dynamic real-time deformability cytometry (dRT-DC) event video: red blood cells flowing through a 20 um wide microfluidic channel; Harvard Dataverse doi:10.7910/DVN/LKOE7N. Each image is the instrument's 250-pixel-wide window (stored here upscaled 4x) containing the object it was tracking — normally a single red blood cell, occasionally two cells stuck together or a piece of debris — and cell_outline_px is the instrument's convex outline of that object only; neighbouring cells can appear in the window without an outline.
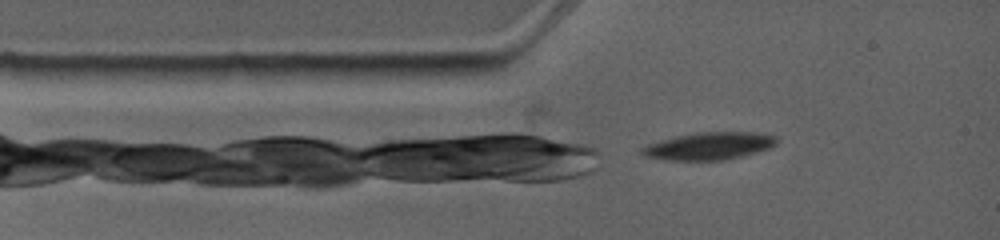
{"species": "common noctule bat (a hibernating species)", "species_latin": "Nyctalus noctula", "temperature_condition": "warm", "stored_images_in_passage": 2, "camera_frame_rate_fps": 4500, "um_per_image_px": 0.085, "animal": {"sex": "female", "body_mass_g": 19.0, "forearm_length_mm": 53.3}, "frame": {"image": 1, "passage_image": 1, "time_ms": 0.0, "image_size_px": [1000, 240], "cell_outline_px": [[780, 140], [776, 144], [768, 148], [756, 152], [724, 160], [664, 160], [644, 156], [640, 152], [640, 148], [648, 144], [676, 136], [696, 132], [760, 132], [776, 136]], "centroid_in_image_um": [60.28, 12.4], "position_along_channel_um": 24.7, "area_um2": 21.62}}